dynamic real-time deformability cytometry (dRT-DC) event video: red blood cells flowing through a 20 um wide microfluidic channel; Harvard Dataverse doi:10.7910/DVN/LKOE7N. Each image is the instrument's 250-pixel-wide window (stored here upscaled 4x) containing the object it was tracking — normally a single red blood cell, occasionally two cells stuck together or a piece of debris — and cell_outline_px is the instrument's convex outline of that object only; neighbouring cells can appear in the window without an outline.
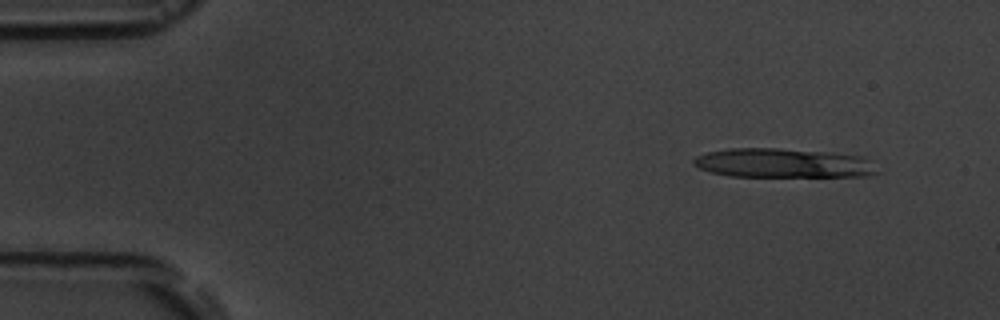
{"species": "common noctule bat (a hibernating species)", "species_latin": "Nyctalus noctula", "temperature_condition": "room temperature", "stored_images_in_passage": 4, "camera_frame_rate_fps": 3000, "um_per_image_px": 0.085, "animal": {"sex": "male", "body_mass_g": 19.5, "forearm_length_mm": 54.6}, "frame": {"image": 1, "passage_image": 1, "time_ms": 0.0, "image_size_px": [1000, 320], "cell_outline_px": [[880, 172], [868, 176], [732, 176], [712, 172], [700, 168], [692, 164], [692, 160], [696, 156], [708, 152], [728, 148], [776, 148], [828, 152], [860, 156]], "centroid_in_image_um": [66.51, 13.86], "position_along_channel_um": 18.5, "area_um2": 30.92}}